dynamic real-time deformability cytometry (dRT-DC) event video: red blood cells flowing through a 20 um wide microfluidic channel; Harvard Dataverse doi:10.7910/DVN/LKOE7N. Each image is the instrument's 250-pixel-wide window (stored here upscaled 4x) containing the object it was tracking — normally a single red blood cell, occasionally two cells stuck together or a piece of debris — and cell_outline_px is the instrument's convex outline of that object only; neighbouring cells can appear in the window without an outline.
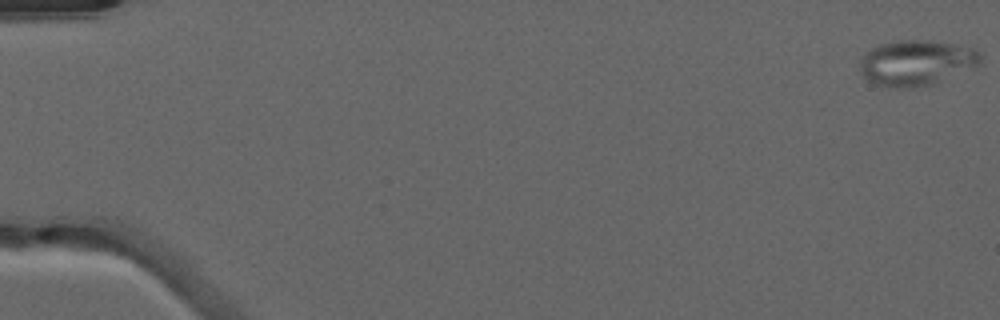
{"species": "common noctule bat (a hibernating species)", "species_latin": "Nyctalus noctula", "temperature_condition": "warm", "stored_images_in_passage": 52, "camera_frame_rate_fps": 3000, "um_per_image_px": 0.085, "animal": {"sex": "male", "forearm_length_mm": 52.5}, "frame": {"image": 1, "passage_image": 1, "time_ms": 0.0, "image_size_px": [1000, 320], "cell_outline_px": [[984, 56], [980, 64], [976, 68], [932, 84], [920, 88], [892, 88], [876, 84], [868, 80], [864, 76], [860, 68], [860, 64], [864, 56], [872, 48], [880, 44], [892, 40], [928, 40], [976, 48]], "centroid_in_image_um": [77.97, 5.34], "position_along_channel_um": 7.0, "area_um2": 32.37}}
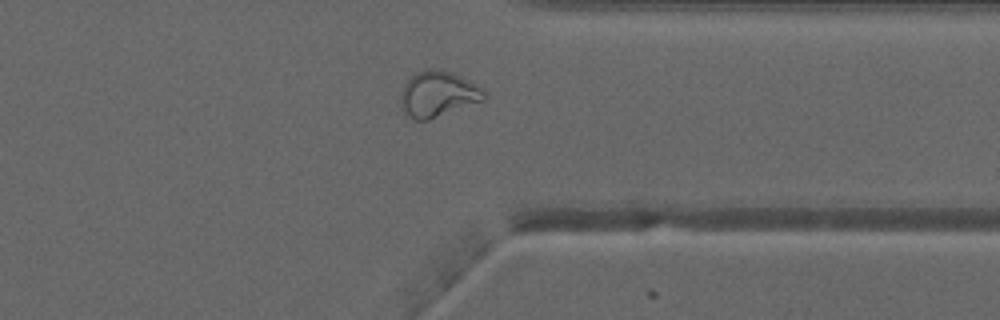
{"frame": {"image": 2, "passage_image": 41, "time_ms": 13.333, "image_size_px": [1000, 320], "cell_outline_px": [[488, 96], [484, 100], [428, 120], [412, 120], [404, 112], [400, 104], [400, 96], [404, 84], [416, 72], [436, 68], [452, 72], [476, 84]], "centroid_in_image_um": [37.21, 8.0], "position_along_channel_um": 374.2, "area_um2": 22.14}}
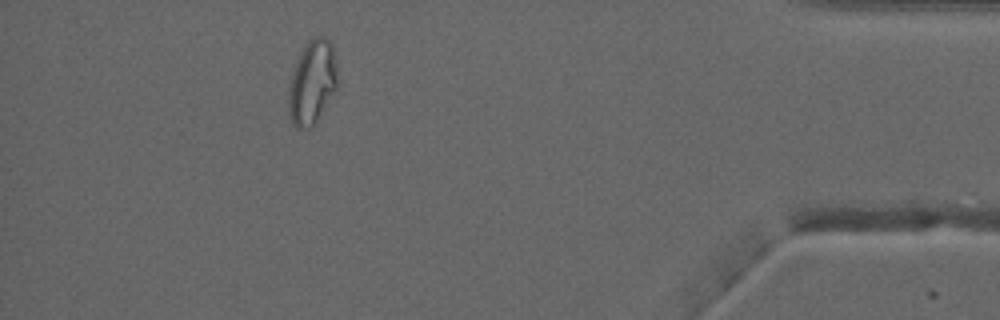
{"frame": {"image": 3, "passage_image": 47, "time_ms": 15.333, "image_size_px": [1000, 320], "cell_outline_px": [[336, 88], [316, 124], [308, 128], [296, 128], [292, 124], [288, 116], [288, 84], [296, 60], [304, 44], [308, 40], [316, 36], [324, 36], [332, 44], [336, 64]], "centroid_in_image_um": [26.49, 7.01], "position_along_channel_um": 408.7, "area_um2": 24.28}, "authors_computed_cell_mechanics": {"area_um2": 24.3916, "velocity_mm_per_s": 4.0556, "shape_relaxation_time_tau1_ms": null, "shape_relaxation_time_tau2_ms": 1.5459, "deformation_change_tau1": null, "deformation_change_tau2": 0.079}}